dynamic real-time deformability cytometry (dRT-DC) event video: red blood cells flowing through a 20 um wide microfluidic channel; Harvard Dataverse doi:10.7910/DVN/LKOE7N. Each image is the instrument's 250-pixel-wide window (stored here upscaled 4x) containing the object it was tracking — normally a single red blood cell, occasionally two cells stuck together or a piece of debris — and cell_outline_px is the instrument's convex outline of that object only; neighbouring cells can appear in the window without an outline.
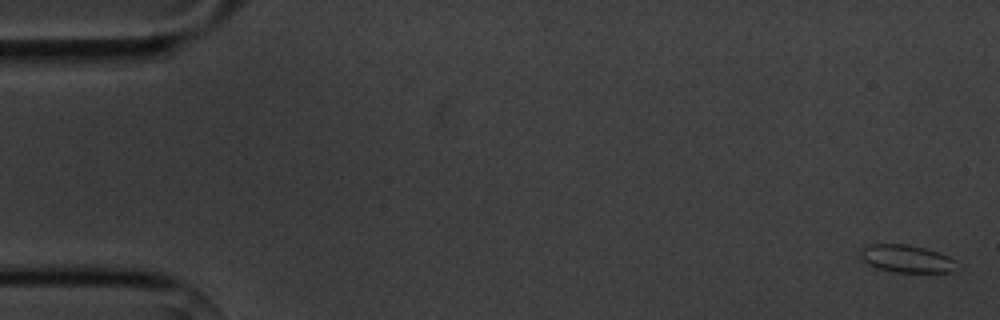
{"species": "common noctule bat (a hibernating species)", "species_latin": "Nyctalus noctula", "temperature_condition": "cold", "stored_images_in_passage": 4, "camera_frame_rate_fps": 3000, "um_per_image_px": 0.085, "animal": {"sex": "male", "body_mass_g": 20.1, "forearm_length_mm": 53.5}, "frame": {"image": 1, "passage_image": 1, "time_ms": 0.0, "image_size_px": [1000, 320], "cell_outline_px": [[956, 260], [952, 272], [892, 272], [876, 268], [864, 264], [860, 260], [860, 248], [868, 244], [908, 244], [924, 248], [948, 256]], "centroid_in_image_um": [76.95, 21.99], "position_along_channel_um": 8.1, "area_um2": 15.66}}
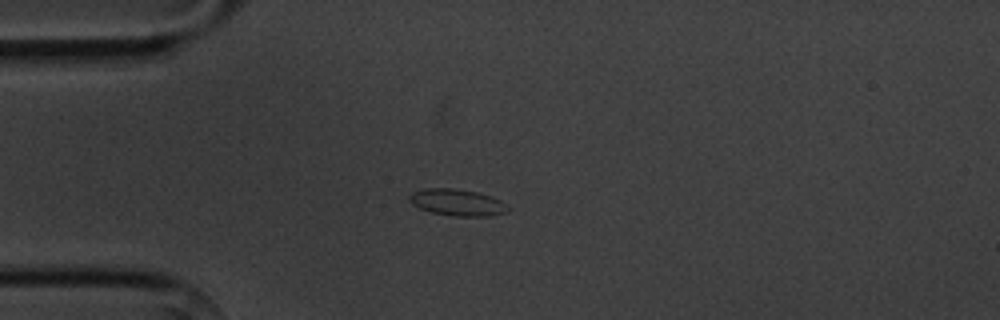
{"frame": {"image": 2, "passage_image": 4, "time_ms": 4.333, "image_size_px": [1000, 320], "cell_outline_px": [[508, 212], [488, 216], [452, 216], [432, 212], [420, 208], [412, 204], [408, 200], [408, 196], [412, 192], [424, 188], [452, 188], [476, 192], [492, 196], [508, 204]], "centroid_in_image_um": [38.86, 17.2], "position_along_channel_um": 46.1, "area_um2": 15.37}}